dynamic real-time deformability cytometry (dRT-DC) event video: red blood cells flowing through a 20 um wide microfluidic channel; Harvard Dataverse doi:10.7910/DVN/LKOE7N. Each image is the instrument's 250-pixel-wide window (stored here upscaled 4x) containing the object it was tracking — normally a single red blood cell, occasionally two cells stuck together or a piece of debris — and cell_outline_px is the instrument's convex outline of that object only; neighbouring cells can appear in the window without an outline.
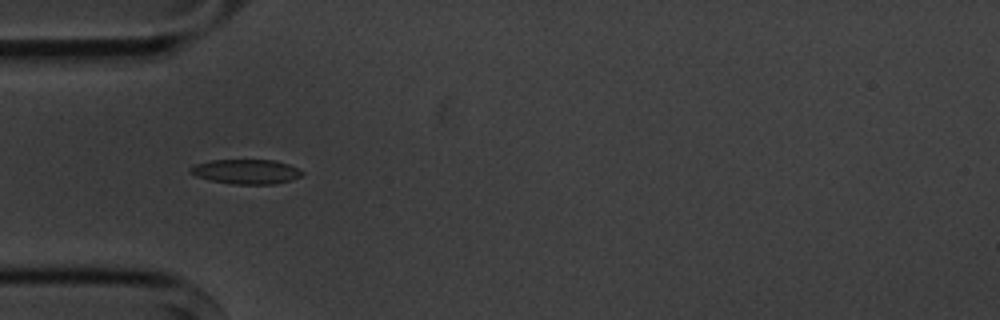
{"species": "common noctule bat (a hibernating species)", "species_latin": "Nyctalus noctula", "temperature_condition": "cold", "stored_images_in_passage": 4, "camera_frame_rate_fps": 3000, "um_per_image_px": 0.085, "animal": {"sex": "male", "body_mass_g": 20.1, "forearm_length_mm": 53.5}, "frame": {"image": 1, "passage_image": 3, "time_ms": 3.333, "image_size_px": [1000, 320], "cell_outline_px": [[304, 172], [300, 176], [288, 180], [272, 184], [232, 184], [208, 180], [196, 176], [188, 172], [188, 168], [196, 164], [212, 160], [272, 160], [288, 164]], "centroid_in_image_um": [20.85, 14.59], "position_along_channel_um": 64.2, "area_um2": 15.9}}
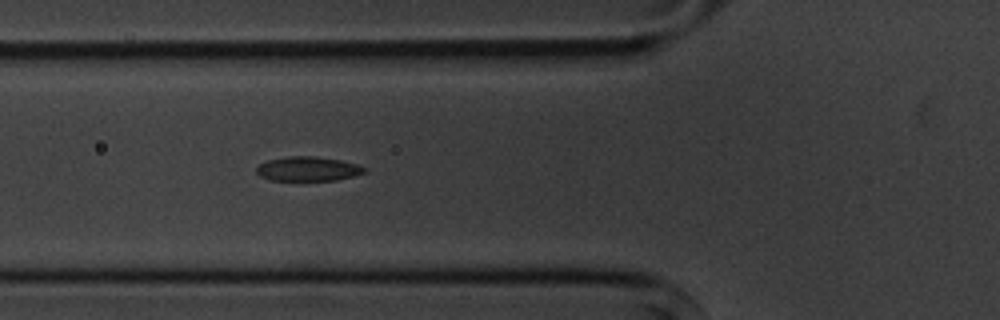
{"frame": {"image": 2, "passage_image": 4, "time_ms": 4.333, "image_size_px": [1000, 320], "cell_outline_px": [[368, 168], [364, 172], [352, 176], [336, 180], [272, 180], [260, 176], [256, 172], [256, 168], [260, 164], [268, 160], [288, 156], [316, 156], [340, 160], [360, 164]], "centroid_in_image_um": [26.2, 14.34], "position_along_channel_um": 99.6, "area_um2": 15.32}}